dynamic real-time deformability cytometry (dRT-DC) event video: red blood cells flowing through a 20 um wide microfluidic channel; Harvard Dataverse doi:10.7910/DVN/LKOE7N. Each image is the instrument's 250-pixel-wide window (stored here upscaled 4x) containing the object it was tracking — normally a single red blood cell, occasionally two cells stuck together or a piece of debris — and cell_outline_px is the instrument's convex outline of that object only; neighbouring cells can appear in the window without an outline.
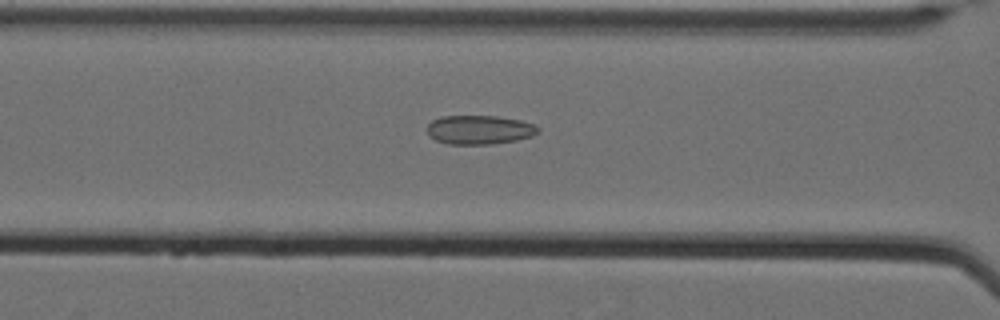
{"species": "Egyptian fruit bat (a non-hibernating species)", "species_latin": "Rousettus aegyptiacus", "temperature_condition": "cold", "stored_images_in_passage": 33, "camera_frame_rate_fps": 3000, "um_per_image_px": 0.085, "animal": {"sex": "female"}, "frame": {"image": 1, "passage_image": 11, "time_ms": 3.333, "image_size_px": [1000, 320], "cell_outline_px": [[540, 128], [532, 136], [516, 140], [492, 144], [448, 144], [436, 140], [428, 136], [428, 124], [432, 120], [440, 116], [496, 116], [520, 120], [532, 124]], "centroid_in_image_um": [40.71, 11.03], "position_along_channel_um": 125.9, "area_um2": 18.67}}
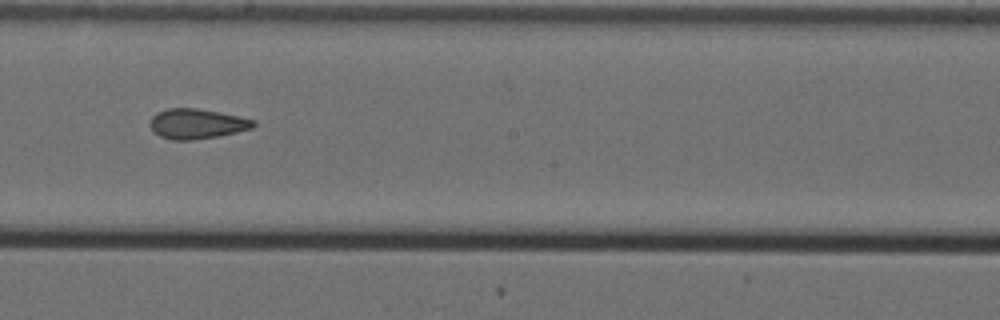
{"frame": {"image": 2, "passage_image": 20, "time_ms": 6.333, "image_size_px": [1000, 320], "cell_outline_px": [[256, 124], [252, 128], [236, 132], [216, 136], [192, 140], [172, 140], [160, 136], [152, 132], [148, 124], [152, 116], [156, 112], [168, 108], [196, 108], [220, 112], [240, 116], [256, 120]], "centroid_in_image_um": [16.7, 10.51], "position_along_channel_um": 231.5, "area_um2": 18.26}}
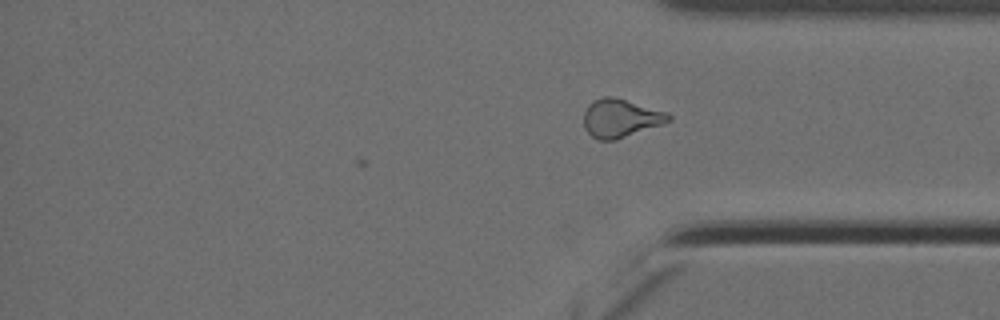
{"frame": {"image": 3, "passage_image": 33, "time_ms": 10.667, "image_size_px": [1000, 320], "cell_outline_px": [[672, 120], [616, 140], [596, 140], [584, 128], [584, 112], [588, 104], [592, 100], [604, 96], [612, 96], [668, 112], [672, 116]], "centroid_in_image_um": [52.73, 10.04], "position_along_channel_um": 382.5, "area_um2": 18.96}, "authors_computed_cell_mechanics": {"area_um2": 18.0914, "velocity_mm_per_s": 3.5029, "shape_relaxation_time_tau1_ms": null, "shape_relaxation_time_tau2_ms": 2.6252, "deformation_change_tau1": null, "deformation_change_tau2": 0.0973}}